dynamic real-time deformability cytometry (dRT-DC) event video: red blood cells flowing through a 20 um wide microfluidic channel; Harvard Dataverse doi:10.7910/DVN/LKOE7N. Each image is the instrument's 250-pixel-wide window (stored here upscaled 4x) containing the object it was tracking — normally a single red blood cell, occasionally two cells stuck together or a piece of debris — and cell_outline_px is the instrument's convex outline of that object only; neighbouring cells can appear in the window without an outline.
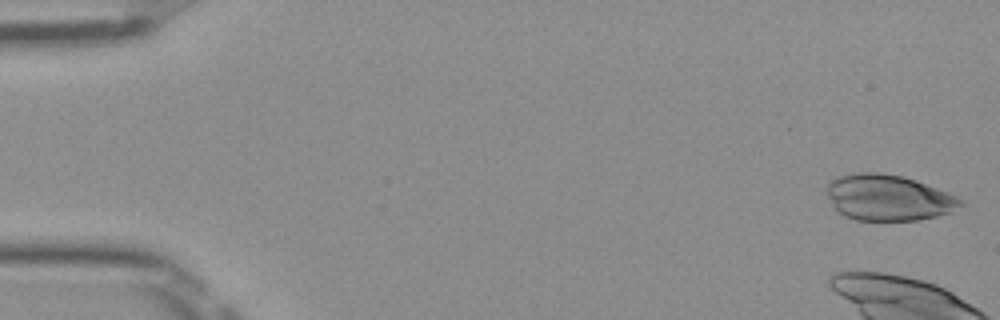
{"species": "Egyptian fruit bat (a non-hibernating species)", "species_latin": "Rousettus aegyptiacus", "temperature_condition": "room temperature", "stored_images_in_passage": 7, "camera_frame_rate_fps": 3000, "um_per_image_px": 0.085, "frame": {"image": 1, "passage_image": 1, "time_ms": 0.0, "image_size_px": [1000, 320], "cell_outline_px": [[964, 204], [952, 212], [936, 216], [916, 220], [856, 220], [844, 216], [832, 204], [824, 188], [836, 176], [856, 172], [880, 172], [904, 176], [916, 180], [956, 196], [964, 200]], "centroid_in_image_um": [75.49, 16.79], "position_along_channel_um": 9.5, "area_um2": 35.95}}